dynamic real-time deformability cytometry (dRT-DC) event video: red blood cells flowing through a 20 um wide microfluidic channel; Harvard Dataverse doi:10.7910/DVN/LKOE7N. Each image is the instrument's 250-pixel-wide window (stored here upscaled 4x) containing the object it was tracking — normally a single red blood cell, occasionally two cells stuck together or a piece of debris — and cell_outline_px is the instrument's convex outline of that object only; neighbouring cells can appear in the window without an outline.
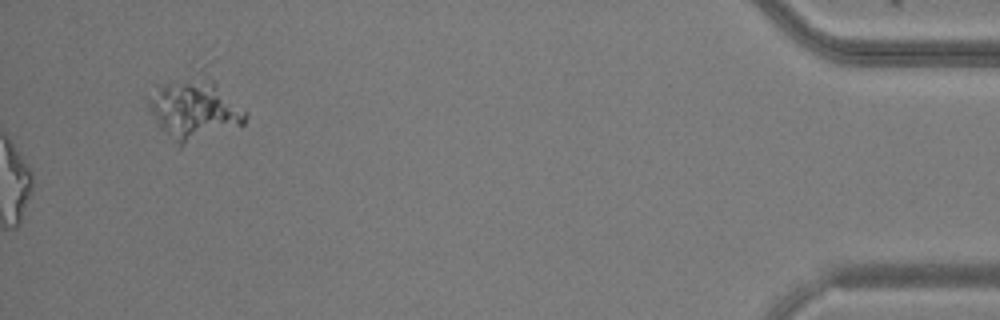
{"species": "common noctule bat (a hibernating species)", "species_latin": "Nyctalus noctula", "temperature_condition": "warm", "stored_images_in_passage": 49, "camera_frame_rate_fps": 3000, "um_per_image_px": 0.085, "animal": {"sex": "male", "body_mass_g": 20.5, "forearm_length_mm": 52.5}, "frame": {"image": 1, "passage_image": 49, "time_ms": 16.0, "image_size_px": [1000, 320], "cell_outline_px": [[248, 116], [244, 124], [180, 148], [160, 128], [148, 104], [148, 100], [160, 88], [204, 64], [244, 108]], "centroid_in_image_um": [16.65, 9.17], "position_along_channel_um": 418.6, "area_um2": 35.95}}